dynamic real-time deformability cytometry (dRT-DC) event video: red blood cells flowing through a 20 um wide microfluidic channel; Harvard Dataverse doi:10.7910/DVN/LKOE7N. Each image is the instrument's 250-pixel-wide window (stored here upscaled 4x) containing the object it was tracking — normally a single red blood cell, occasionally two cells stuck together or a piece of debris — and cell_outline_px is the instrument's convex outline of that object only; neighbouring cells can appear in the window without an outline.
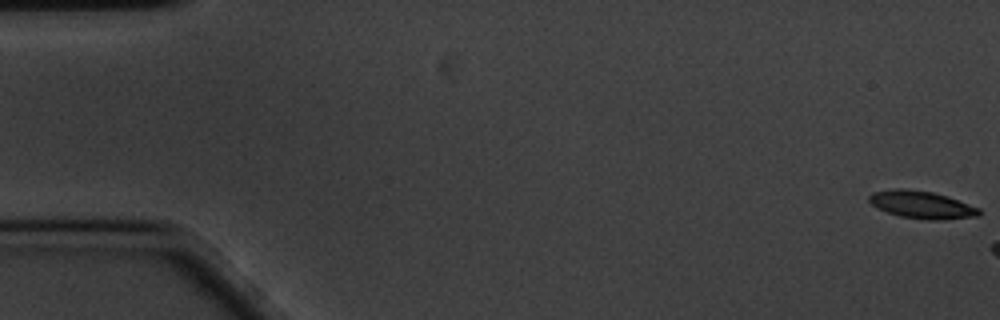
{"species": "common noctule bat (a hibernating species)", "species_latin": "Nyctalus noctula", "temperature_condition": "cold", "stored_images_in_passage": 9, "camera_frame_rate_fps": 3000, "um_per_image_px": 0.085, "animal": {"sex": "male", "body_mass_g": 20.1, "forearm_length_mm": 53.5}, "frame": {"image": 1, "passage_image": 1, "time_ms": 0.0, "image_size_px": [1000, 320], "cell_outline_px": [[980, 216], [944, 220], [932, 220], [900, 216], [876, 208], [868, 200], [868, 196], [872, 192], [892, 188], [904, 188], [932, 192], [948, 196], [980, 208]], "centroid_in_image_um": [78.34, 17.39], "position_along_channel_um": 6.7, "area_um2": 17.8}}